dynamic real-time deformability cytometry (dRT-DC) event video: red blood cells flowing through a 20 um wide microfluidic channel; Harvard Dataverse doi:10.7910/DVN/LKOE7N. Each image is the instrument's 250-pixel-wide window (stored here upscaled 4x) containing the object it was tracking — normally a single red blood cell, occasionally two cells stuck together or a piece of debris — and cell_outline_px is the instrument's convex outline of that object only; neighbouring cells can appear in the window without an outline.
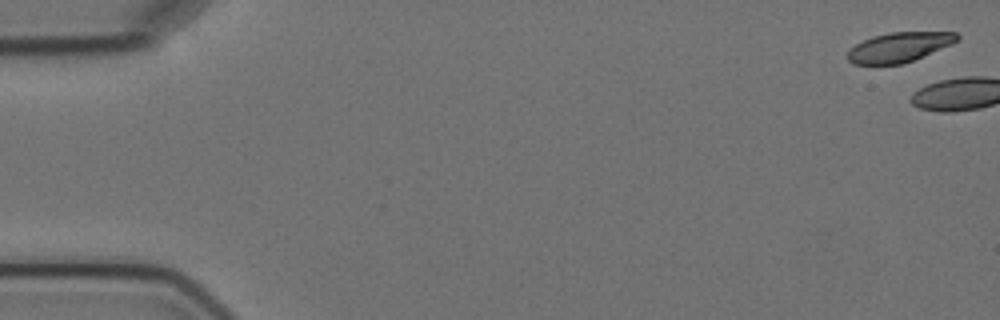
{"species": "Egyptian fruit bat (a non-hibernating species)", "species_latin": "Rousettus aegyptiacus", "temperature_condition": "cold", "stored_images_in_passage": 5, "camera_frame_rate_fps": 3000, "um_per_image_px": 0.085, "animal": {"sex": "female"}, "frame": {"image": 1, "passage_image": 1, "time_ms": 0.0, "image_size_px": [1000, 320], "cell_outline_px": [[960, 36], [952, 44], [912, 60], [900, 64], [852, 64], [848, 60], [848, 52], [856, 44], [872, 36], [892, 32], [956, 32]], "centroid_in_image_um": [76.42, 4.0], "position_along_channel_um": 8.6, "area_um2": 18.61}}
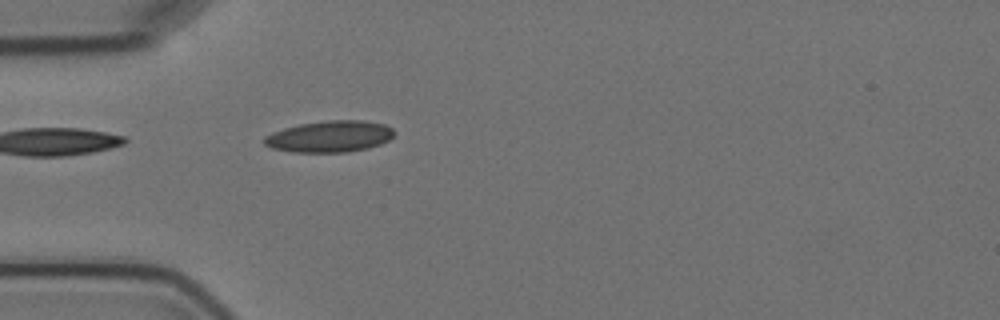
{"frame": {"image": 2, "passage_image": 5, "time_ms": 6.0, "image_size_px": [1000, 320], "cell_outline_px": [[396, 132], [388, 140], [380, 144], [368, 148], [348, 152], [292, 152], [272, 148], [264, 144], [264, 136], [272, 132], [284, 128], [300, 124], [328, 120], [364, 120], [384, 124], [392, 128]], "centroid_in_image_um": [28.03, 11.6], "position_along_channel_um": 57.0, "area_um2": 23.87}}